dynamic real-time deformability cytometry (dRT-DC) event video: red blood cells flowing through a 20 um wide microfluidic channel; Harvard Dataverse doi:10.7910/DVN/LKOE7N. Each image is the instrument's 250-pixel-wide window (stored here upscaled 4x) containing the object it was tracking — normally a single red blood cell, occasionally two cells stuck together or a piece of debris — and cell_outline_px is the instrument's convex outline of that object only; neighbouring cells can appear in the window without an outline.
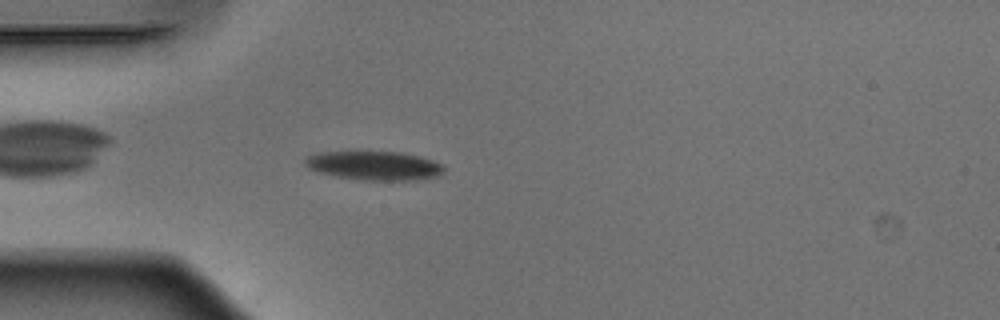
{"species": "Egyptian fruit bat (a non-hibernating species)", "species_latin": "Rousettus aegyptiacus", "temperature_condition": "warm", "stored_images_in_passage": 41, "camera_frame_rate_fps": 3000, "um_per_image_px": 0.085, "animal": {"sex": "male"}, "frame": {"image": 1, "passage_image": 4, "time_ms": 1.0, "image_size_px": [1000, 320], "cell_outline_px": [[444, 172], [436, 176], [416, 180], [364, 180], [336, 176], [320, 172], [308, 168], [304, 164], [304, 160], [308, 156], [316, 152], [400, 152], [420, 156], [444, 164]], "centroid_in_image_um": [31.82, 14.07], "position_along_channel_um": 53.2, "area_um2": 23.35}}
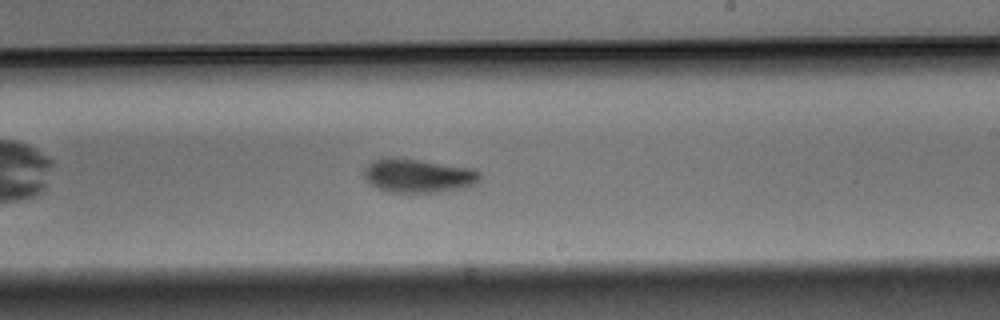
{"frame": {"image": 2, "passage_image": 20, "time_ms": 6.333, "image_size_px": [1000, 320], "cell_outline_px": [[480, 180], [476, 184], [468, 188], [440, 192], [388, 192], [376, 188], [364, 180], [364, 168], [372, 160], [380, 156], [392, 156], [420, 160], [472, 168], [480, 172]], "centroid_in_image_um": [35.51, 14.92], "position_along_channel_um": 253.5, "area_um2": 23.47}}
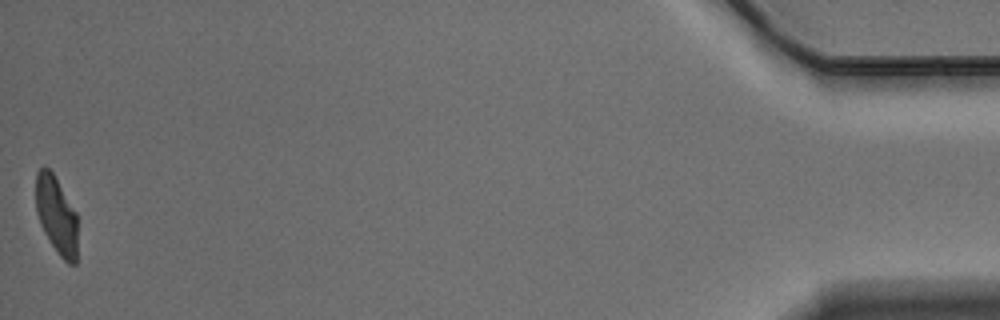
{"frame": {"image": 3, "passage_image": 41, "time_ms": 13.333, "image_size_px": [1000, 320], "cell_outline_px": [[76, 264], [68, 264], [60, 256], [44, 232], [40, 224], [36, 212], [36, 172], [44, 164], [52, 172], [76, 212]], "centroid_in_image_um": [4.77, 18.26], "position_along_channel_um": 430.4, "area_um2": 18.67}, "authors_computed_cell_mechanics": {"area_um2": 22.3108, "velocity_mm_per_s": 3.8914, "shape_relaxation_time_tau1_ms": 3.3673, "shape_relaxation_time_tau2_ms": 4.6581, "deformation_change_tau1": 0.1444, "deformation_change_tau2": 0.1155}}